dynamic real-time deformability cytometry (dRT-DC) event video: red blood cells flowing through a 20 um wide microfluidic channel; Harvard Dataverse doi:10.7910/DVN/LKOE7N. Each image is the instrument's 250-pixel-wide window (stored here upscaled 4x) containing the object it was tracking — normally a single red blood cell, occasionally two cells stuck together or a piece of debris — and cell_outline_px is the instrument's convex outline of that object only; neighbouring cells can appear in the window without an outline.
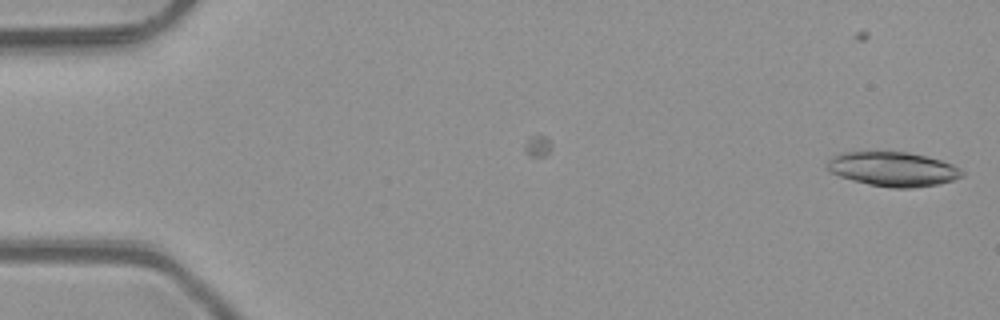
{"species": "common noctule bat (a hibernating species)", "species_latin": "Nyctalus noctula", "temperature_condition": "room temperature", "stored_images_in_passage": 8, "camera_frame_rate_fps": 3000, "um_per_image_px": 0.085, "animal": {"sex": "male", "body_mass_g": 23.1, "forearm_length_mm": 52.7}, "frame": {"image": 1, "passage_image": 8, "time_ms": 2.333, "image_size_px": [1000, 320], "cell_outline_px": [[964, 176], [952, 180], [936, 184], [912, 188], [892, 188], [868, 184], [852, 180], [840, 176], [832, 172], [828, 168], [828, 160], [832, 156], [840, 152], [908, 152], [940, 160], [952, 164], [960, 168], [964, 172]], "centroid_in_image_um": [75.91, 14.37], "position_along_channel_um": 9.1, "area_um2": 26.82}}